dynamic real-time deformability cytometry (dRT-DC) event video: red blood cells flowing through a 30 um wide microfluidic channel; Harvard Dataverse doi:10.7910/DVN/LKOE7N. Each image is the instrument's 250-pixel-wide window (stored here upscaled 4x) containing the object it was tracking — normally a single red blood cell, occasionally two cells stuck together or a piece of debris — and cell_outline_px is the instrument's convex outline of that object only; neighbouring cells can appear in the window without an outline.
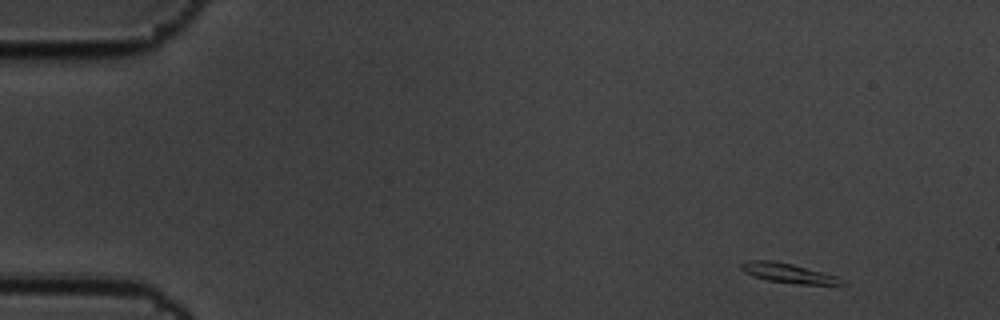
{"species": "common noctule bat (a hibernating species)", "species_latin": "Nyctalus noctula", "temperature_condition": "cold", "stored_images_in_passage": 9, "camera_frame_rate_fps": 3000, "um_per_image_px": 0.085, "animal": {"sex": "male", "body_mass_g": 19.5, "forearm_length_mm": 54.6}, "frame": {"image": 1, "passage_image": 1, "time_ms": 0.0, "image_size_px": [1000, 320], "cell_outline_px": [[848, 284], [796, 284], [768, 280], [744, 272], [740, 268], [740, 264], [748, 260], [772, 260], [792, 264], [836, 276]], "centroid_in_image_um": [66.96, 23.2], "position_along_channel_um": 18.0, "area_um2": 11.21}}
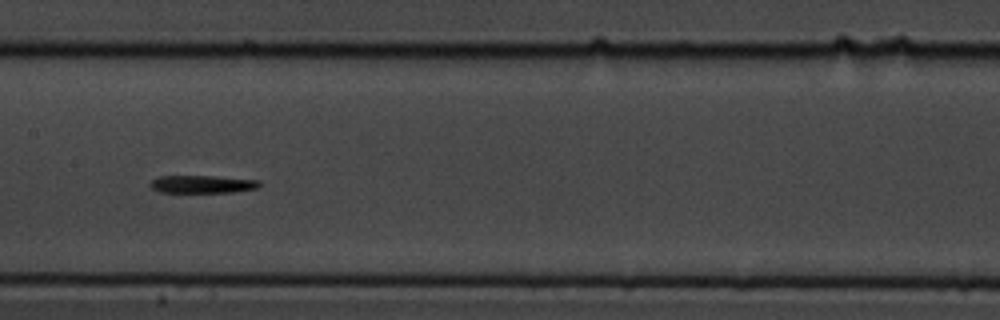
{"frame": {"image": 2, "passage_image": 8, "time_ms": 2.333, "image_size_px": [1000, 320], "cell_outline_px": [[260, 184], [256, 188], [232, 192], [160, 192], [152, 188], [148, 184], [152, 180], [160, 176], [216, 176], [260, 180]], "centroid_in_image_um": [17.18, 15.65], "position_along_channel_um": 190.2, "area_um2": 11.21}}
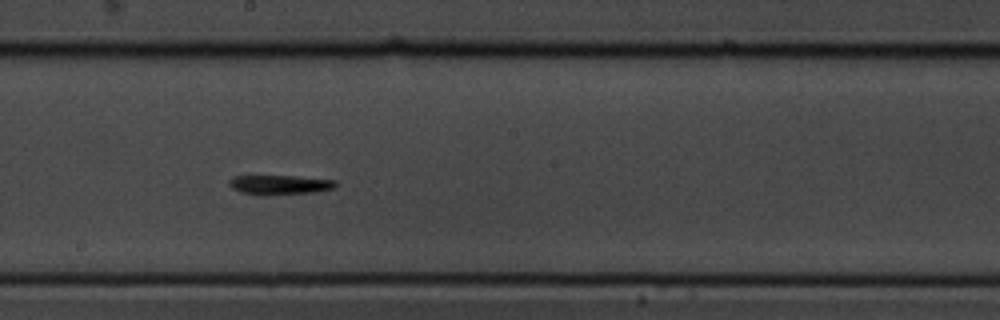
{"frame": {"image": 3, "passage_image": 9, "time_ms": 2.667, "image_size_px": [1000, 320], "cell_outline_px": [[336, 184], [332, 188], [312, 192], [264, 196], [260, 196], [240, 192], [232, 188], [228, 184], [228, 180], [232, 176], [296, 176], [336, 180]], "centroid_in_image_um": [23.69, 15.71], "position_along_channel_um": 224.5, "area_um2": 12.2}}